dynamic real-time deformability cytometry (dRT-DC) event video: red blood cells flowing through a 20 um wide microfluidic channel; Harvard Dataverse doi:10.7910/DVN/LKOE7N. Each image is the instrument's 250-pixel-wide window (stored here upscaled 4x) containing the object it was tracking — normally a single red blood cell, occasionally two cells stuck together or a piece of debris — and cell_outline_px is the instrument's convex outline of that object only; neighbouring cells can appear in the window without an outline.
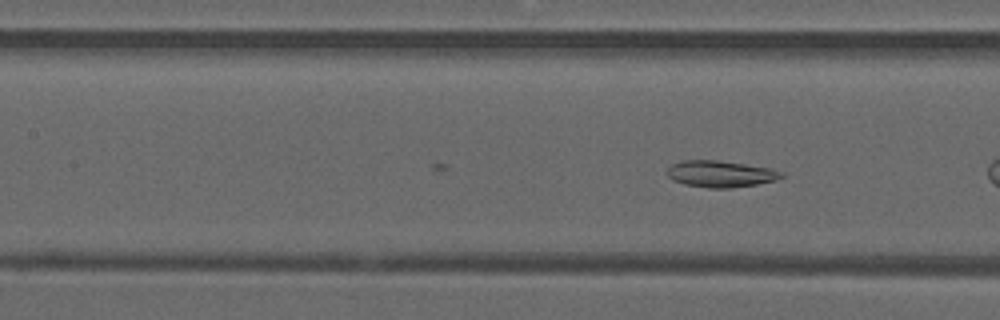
{"species": "common noctule bat (a hibernating species)", "species_latin": "Nyctalus noctula", "temperature_condition": "warm", "stored_images_in_passage": 6, "camera_frame_rate_fps": 3000, "um_per_image_px": 0.085, "animal": {"sex": "male", "forearm_length_mm": 52.5}, "frame": {"image": 1, "passage_image": 6, "time_ms": 1.667, "image_size_px": [1000, 320], "cell_outline_px": [[784, 176], [776, 180], [756, 184], [732, 188], [708, 188], [684, 184], [672, 180], [668, 176], [668, 168], [672, 164], [680, 160], [716, 160], [744, 164], [768, 168], [784, 172]], "centroid_in_image_um": [61.23, 14.78], "position_along_channel_um": 146.2, "area_um2": 17.63}}